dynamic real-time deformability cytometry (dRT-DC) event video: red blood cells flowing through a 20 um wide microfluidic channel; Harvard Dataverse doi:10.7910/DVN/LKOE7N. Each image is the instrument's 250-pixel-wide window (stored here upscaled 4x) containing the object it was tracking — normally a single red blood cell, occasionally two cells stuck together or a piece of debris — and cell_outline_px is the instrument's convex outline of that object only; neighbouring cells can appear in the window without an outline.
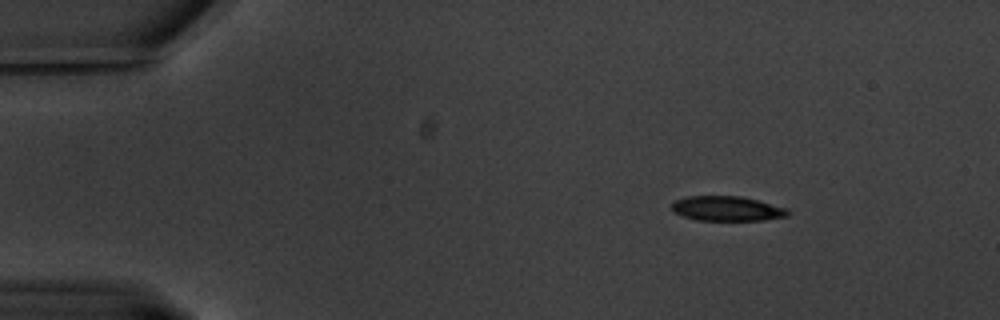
{"species": "common noctule bat (a hibernating species)", "species_latin": "Nyctalus noctula", "temperature_condition": "warm", "stored_images_in_passage": 54, "camera_frame_rate_fps": 3000, "um_per_image_px": 0.085, "animal": {"sex": "male", "body_mass_g": 20.1, "forearm_length_mm": 53.5}, "frame": {"image": 1, "passage_image": 1, "time_ms": 0.0, "image_size_px": [1000, 320], "cell_outline_px": [[792, 212], [788, 216], [764, 220], [696, 220], [684, 216], [676, 212], [672, 208], [672, 200], [688, 196], [740, 196], [788, 208]], "centroid_in_image_um": [61.82, 17.73], "position_along_channel_um": 23.2, "area_um2": 16.76}}
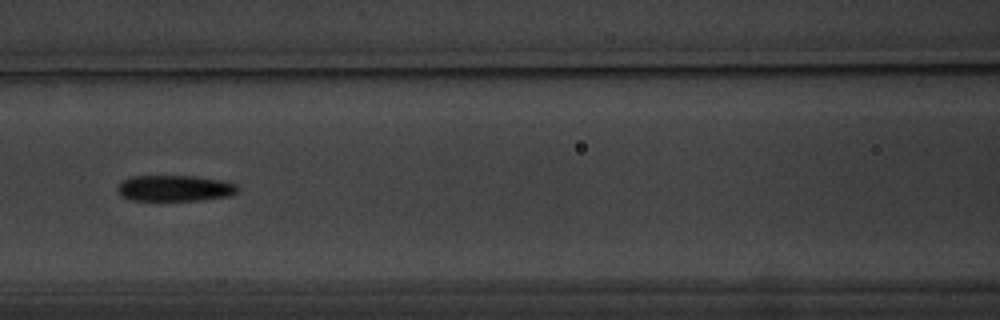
{"frame": {"image": 2, "passage_image": 20, "time_ms": 6.333, "image_size_px": [1000, 320], "cell_outline_px": [[240, 192], [228, 196], [200, 200], [132, 200], [120, 196], [120, 184], [124, 180], [132, 176], [196, 176], [224, 180], [236, 184], [240, 188]], "centroid_in_image_um": [14.95, 15.99], "position_along_channel_um": 151.7, "area_um2": 18.21}}
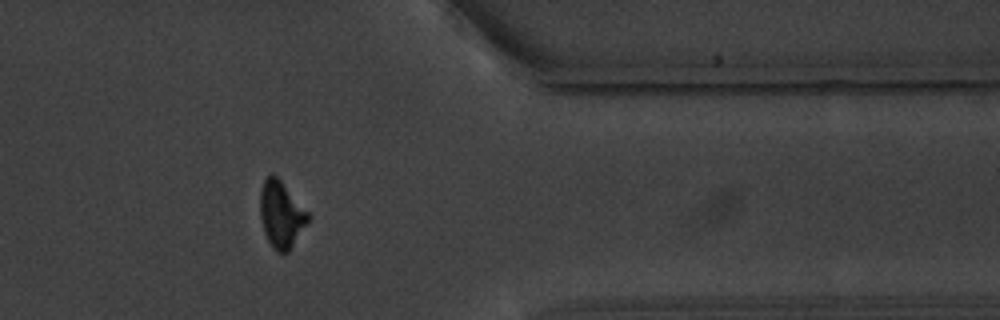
{"frame": {"image": 3, "passage_image": 43, "time_ms": 14.0, "image_size_px": [1000, 320], "cell_outline_px": [[312, 216], [288, 252], [276, 252], [272, 248], [264, 232], [260, 216], [260, 192], [264, 180], [272, 172], [280, 180]], "centroid_in_image_um": [23.9, 18.24], "position_along_channel_um": 387.5, "area_um2": 18.5}, "authors_computed_cell_mechanics": {"area_um2": 18.3515, "velocity_mm_per_s": 3.263, "shape_relaxation_time_tau1_ms": 4.9457, "shape_relaxation_time_tau2_ms": 7.1838, "deformation_change_tau1": 0.1546, "deformation_change_tau2": 0.1561}}